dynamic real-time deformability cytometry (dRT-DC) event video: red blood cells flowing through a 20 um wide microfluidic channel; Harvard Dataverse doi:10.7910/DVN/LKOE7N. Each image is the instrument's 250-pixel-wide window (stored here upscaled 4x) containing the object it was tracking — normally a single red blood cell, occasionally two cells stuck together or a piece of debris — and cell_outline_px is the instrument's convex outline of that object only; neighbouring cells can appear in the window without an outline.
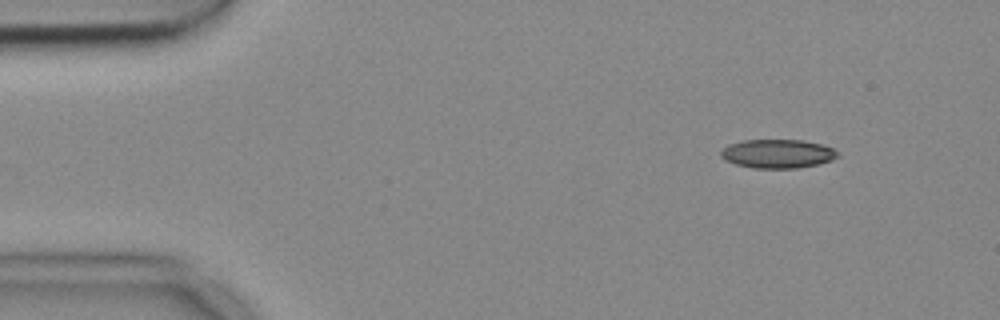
{"species": "common noctule bat (a hibernating species)", "species_latin": "Nyctalus noctula", "temperature_condition": "cold", "stored_images_in_passage": 3, "camera_frame_rate_fps": 3000, "um_per_image_px": 0.085, "animal": {"sex": "female", "body_mass_g": 18.4}, "frame": {"image": 1, "passage_image": 1, "time_ms": 0.0, "image_size_px": [1000, 320], "cell_outline_px": [[840, 156], [832, 160], [820, 164], [796, 168], [752, 168], [736, 164], [720, 156], [720, 152], [728, 144], [744, 140], [804, 140], [820, 144], [832, 148], [840, 152]], "centroid_in_image_um": [66.14, 13.06], "position_along_channel_um": 18.9, "area_um2": 19.65}}
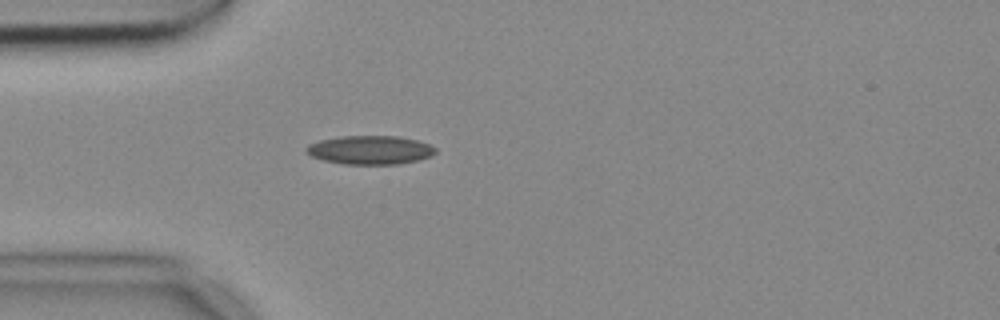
{"frame": {"image": 2, "passage_image": 3, "time_ms": 0.667, "image_size_px": [1000, 320], "cell_outline_px": [[436, 152], [432, 156], [400, 164], [344, 164], [324, 160], [312, 156], [304, 152], [304, 148], [308, 144], [320, 140], [340, 136], [400, 136], [416, 140], [428, 144], [436, 148]], "centroid_in_image_um": [31.44, 12.74], "position_along_channel_um": 53.6, "area_um2": 21.68}}